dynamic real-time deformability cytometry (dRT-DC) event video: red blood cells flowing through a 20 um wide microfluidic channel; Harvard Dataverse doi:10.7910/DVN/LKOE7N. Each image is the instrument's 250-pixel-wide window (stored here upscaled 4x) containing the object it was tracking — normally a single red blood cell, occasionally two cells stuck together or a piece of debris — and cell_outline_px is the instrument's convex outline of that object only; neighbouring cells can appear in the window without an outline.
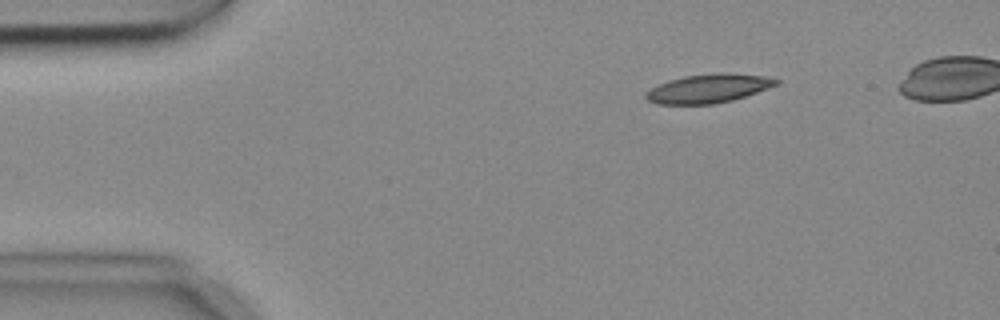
{"species": "common noctule bat (a hibernating species)", "species_latin": "Nyctalus noctula", "temperature_condition": "cold", "stored_images_in_passage": 5, "camera_frame_rate_fps": 3000, "um_per_image_px": 0.085, "animal": {"sex": "female", "body_mass_g": 18.4}, "frame": {"image": 1, "passage_image": 2, "time_ms": 0.333, "image_size_px": [1000, 320], "cell_outline_px": [[780, 80], [776, 84], [768, 88], [732, 100], [712, 104], [656, 104], [648, 100], [644, 96], [652, 88], [668, 80], [684, 76], [716, 72], [724, 72], [764, 76]], "centroid_in_image_um": [60.2, 7.51], "position_along_channel_um": 24.8, "area_um2": 21.62}}